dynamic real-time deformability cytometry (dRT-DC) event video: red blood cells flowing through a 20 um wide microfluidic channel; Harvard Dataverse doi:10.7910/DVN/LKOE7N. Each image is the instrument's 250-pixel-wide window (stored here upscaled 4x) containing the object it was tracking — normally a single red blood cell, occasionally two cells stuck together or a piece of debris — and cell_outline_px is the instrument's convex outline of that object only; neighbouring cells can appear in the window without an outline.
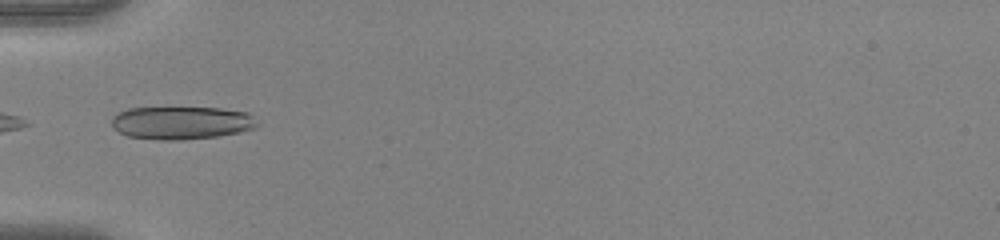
{"species": "human", "species_latin": "Homo sapiens", "temperature_condition": "warm", "stored_images_in_passage": 6, "camera_frame_rate_fps": 3000, "um_per_image_px": 0.085, "donor": {"sex": "female"}, "frame": {"image": 1, "passage_image": 1, "time_ms": 0.0, "image_size_px": [1000, 240], "cell_outline_px": [[256, 128], [240, 132], [216, 136], [180, 140], [160, 140], [128, 136], [120, 132], [112, 124], [112, 116], [128, 108], [220, 108], [248, 112], [252, 116], [256, 124]], "centroid_in_image_um": [15.43, 10.44], "position_along_channel_um": 69.6, "area_um2": 27.69}}
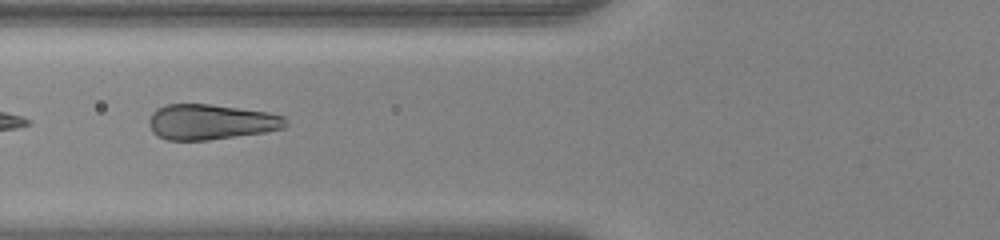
{"frame": {"image": 2, "passage_image": 4, "time_ms": 1.0, "image_size_px": [1000, 240], "cell_outline_px": [[288, 124], [284, 128], [264, 132], [208, 140], [168, 140], [156, 136], [152, 132], [148, 124], [148, 120], [152, 112], [156, 108], [164, 104], [208, 104], [268, 112], [284, 116], [288, 120]], "centroid_in_image_um": [17.89, 10.36], "position_along_channel_um": 107.9, "area_um2": 28.32}}